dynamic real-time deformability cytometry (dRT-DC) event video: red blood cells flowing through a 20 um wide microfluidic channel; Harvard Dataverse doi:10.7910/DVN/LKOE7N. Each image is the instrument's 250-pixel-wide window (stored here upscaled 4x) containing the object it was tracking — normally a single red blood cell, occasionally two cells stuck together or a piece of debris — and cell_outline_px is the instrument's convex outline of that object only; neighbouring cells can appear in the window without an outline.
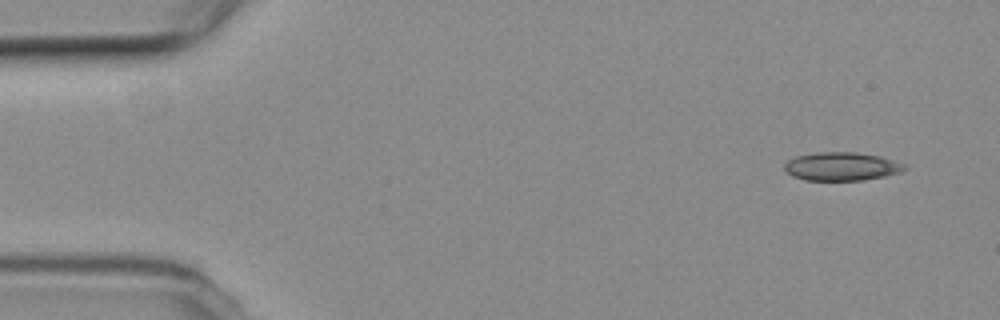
{"species": "common noctule bat (a hibernating species)", "species_latin": "Nyctalus noctula", "temperature_condition": "room temperature", "stored_images_in_passage": 52, "camera_frame_rate_fps": 3000, "um_per_image_px": 0.085, "animal": {"sex": "female", "body_mass_g": 19.3, "forearm_length_mm": 54.1}, "frame": {"image": 1, "passage_image": 1, "time_ms": 0.0, "image_size_px": [1000, 320], "cell_outline_px": [[908, 168], [900, 172], [884, 176], [864, 180], [804, 180], [792, 176], [784, 168], [784, 164], [788, 160], [796, 156], [820, 152], [852, 152], [880, 156], [904, 164]], "centroid_in_image_um": [71.52, 14.15], "position_along_channel_um": 13.5, "area_um2": 19.71}}
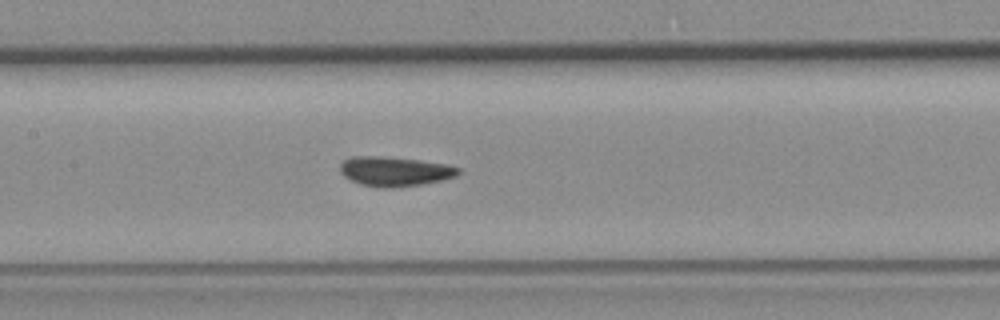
{"frame": {"image": 2, "passage_image": 23, "time_ms": 7.333, "image_size_px": [1000, 320], "cell_outline_px": [[460, 172], [456, 176], [444, 180], [424, 184], [392, 188], [380, 188], [360, 184], [344, 176], [340, 172], [340, 164], [344, 160], [352, 156], [376, 156], [420, 160], [444, 164], [460, 168]], "centroid_in_image_um": [33.55, 14.58], "position_along_channel_um": 173.8, "area_um2": 20.4}}
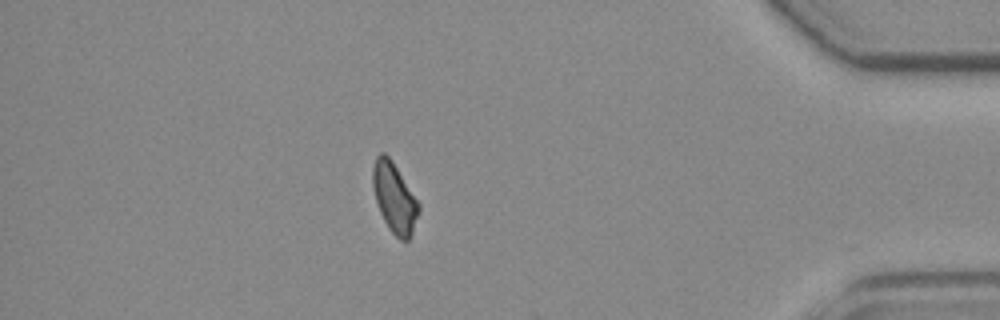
{"frame": {"image": 3, "passage_image": 45, "time_ms": 14.667, "image_size_px": [1000, 320], "cell_outline_px": [[420, 212], [412, 232], [408, 240], [400, 240], [388, 228], [380, 212], [376, 200], [372, 184], [372, 168], [376, 156], [380, 152], [384, 152], [392, 160], [420, 204]], "centroid_in_image_um": [33.52, 16.79], "position_along_channel_um": 401.7, "area_um2": 18.67}, "authors_computed_cell_mechanics": {"area_um2": 19.7965, "velocity_mm_per_s": 3.7328, "shape_relaxation_time_tau1_ms": null, "shape_relaxation_time_tau2_ms": 2.2381, "deformation_change_tau1": null, "deformation_change_tau2": 0.0793}}